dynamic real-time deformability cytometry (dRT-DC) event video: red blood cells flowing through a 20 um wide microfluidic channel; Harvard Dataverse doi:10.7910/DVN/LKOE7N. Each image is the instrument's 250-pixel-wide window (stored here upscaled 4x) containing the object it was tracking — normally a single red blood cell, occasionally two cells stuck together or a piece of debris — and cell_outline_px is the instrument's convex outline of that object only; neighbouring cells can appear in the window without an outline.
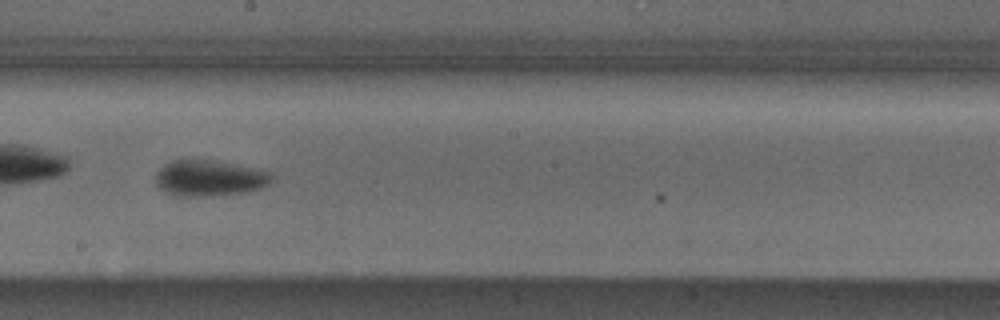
{"species": "Egyptian fruit bat (a non-hibernating species)", "species_latin": "Rousettus aegyptiacus", "temperature_condition": "cold", "stored_images_in_passage": 45, "camera_frame_rate_fps": 3000, "um_per_image_px": 0.085, "animal": {"sex": "male"}, "frame": {"image": 1, "passage_image": 20, "time_ms": 6.333, "image_size_px": [1000, 320], "cell_outline_px": [[272, 180], [264, 188], [248, 192], [212, 196], [176, 196], [164, 192], [156, 184], [156, 172], [164, 164], [172, 160], [216, 160], [256, 168], [272, 172]], "centroid_in_image_um": [17.82, 15.15], "position_along_channel_um": 230.4, "area_um2": 24.74}}
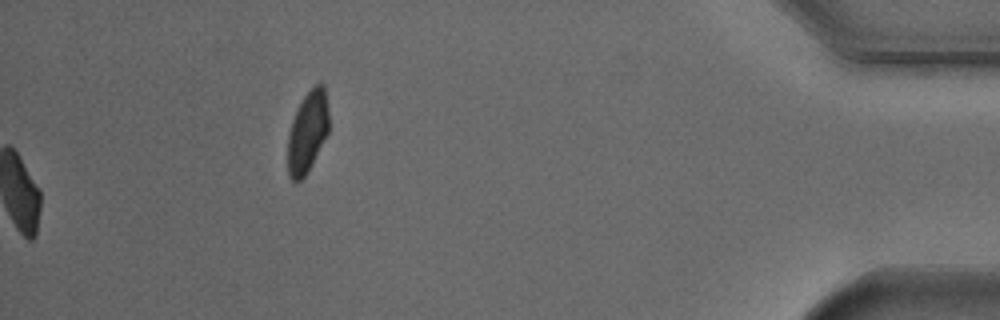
{"frame": {"image": 2, "passage_image": 45, "time_ms": 14.667, "image_size_px": [1000, 320], "cell_outline_px": [[328, 132], [308, 172], [300, 180], [292, 180], [288, 172], [288, 132], [292, 120], [304, 96], [316, 84], [324, 84], [328, 112]], "centroid_in_image_um": [26.14, 11.22], "position_along_channel_um": 409.1, "area_um2": 19.13}, "authors_computed_cell_mechanics": {"area_um2": 22.4842, "velocity_mm_per_s": 3.743, "shape_relaxation_time_tau1_ms": 3.7645, "shape_relaxation_time_tau2_ms": null, "deformation_change_tau1": 0.1329, "deformation_change_tau2": null}}